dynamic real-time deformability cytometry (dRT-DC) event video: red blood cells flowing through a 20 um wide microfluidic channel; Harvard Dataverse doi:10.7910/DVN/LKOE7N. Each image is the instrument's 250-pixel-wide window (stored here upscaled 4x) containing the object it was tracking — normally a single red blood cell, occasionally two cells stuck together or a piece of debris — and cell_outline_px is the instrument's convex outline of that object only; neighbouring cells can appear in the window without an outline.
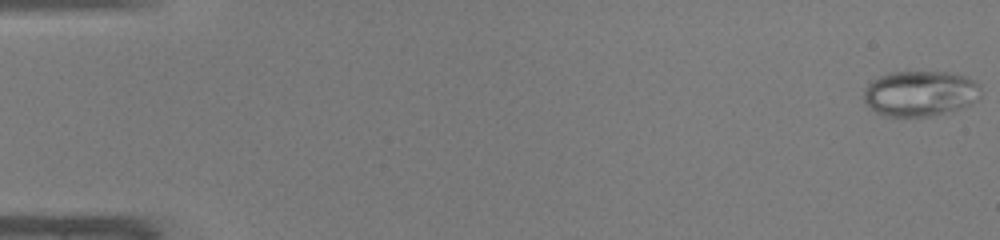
{"species": "common noctule bat (a hibernating species)", "species_latin": "Nyctalus noctula", "temperature_condition": "warm", "stored_images_in_passage": 48, "camera_frame_rate_fps": 3000, "um_per_image_px": 0.085, "animal": {"sex": "male", "body_mass_g": 19.0, "forearm_length_mm": 50.8}, "frame": {"image": 1, "passage_image": 1, "time_ms": 0.0, "image_size_px": [1000, 240], "cell_outline_px": [[980, 100], [972, 104], [960, 108], [928, 116], [884, 116], [876, 112], [864, 100], [864, 88], [872, 80], [888, 72], [948, 72], [964, 76], [980, 84]], "centroid_in_image_um": [78.22, 7.93], "position_along_channel_um": 6.8, "area_um2": 30.98}}
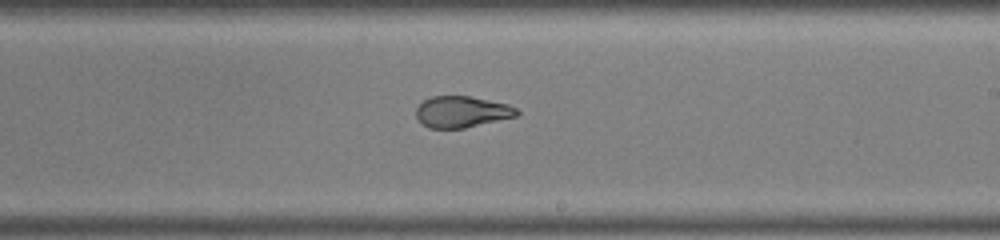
{"frame": {"image": 2, "passage_image": 29, "time_ms": 9.333, "image_size_px": [1000, 240], "cell_outline_px": [[520, 112], [516, 116], [464, 128], [428, 128], [416, 116], [416, 108], [424, 100], [432, 96], [472, 96], [508, 104], [516, 108]], "centroid_in_image_um": [39.26, 9.49], "position_along_channel_um": 249.7, "area_um2": 18.26}}
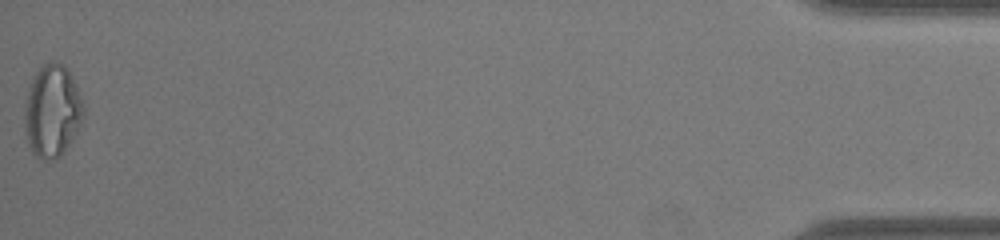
{"frame": {"image": 3, "passage_image": 48, "time_ms": 15.667, "image_size_px": [1000, 240], "cell_outline_px": [[84, 116], [76, 132], [64, 152], [56, 160], [44, 160], [36, 156], [32, 152], [28, 144], [24, 132], [24, 100], [32, 76], [44, 64], [52, 60], [64, 64], [68, 68], [76, 84], [84, 108]], "centroid_in_image_um": [4.41, 9.42], "position_along_channel_um": 430.8, "area_um2": 32.25}, "authors_computed_cell_mechanics": {"area_um2": 24.0159, "velocity_mm_per_s": 4.3045, "shape_relaxation_time_tau1_ms": null, "shape_relaxation_time_tau2_ms": 0.7721, "deformation_change_tau1": null, "deformation_change_tau2": 0.0782}}